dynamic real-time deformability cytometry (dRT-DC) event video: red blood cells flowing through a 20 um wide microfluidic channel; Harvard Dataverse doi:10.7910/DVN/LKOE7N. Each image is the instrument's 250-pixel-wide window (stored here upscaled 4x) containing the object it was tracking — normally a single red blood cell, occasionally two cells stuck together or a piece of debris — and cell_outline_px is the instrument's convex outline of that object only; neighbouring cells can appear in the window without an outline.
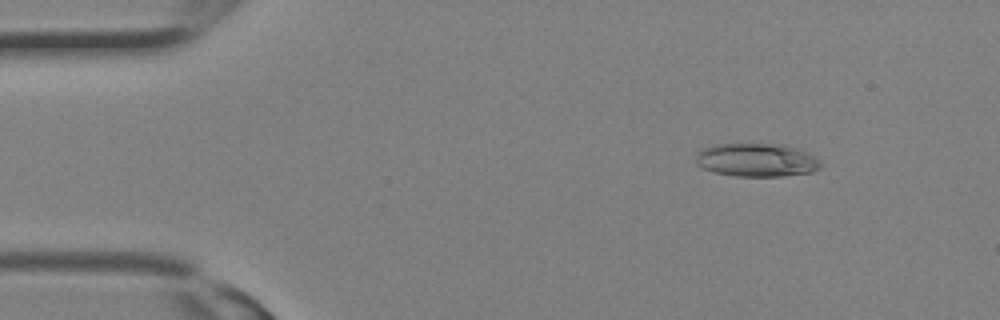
{"species": "Egyptian fruit bat (a non-hibernating species)", "species_latin": "Rousettus aegyptiacus", "temperature_condition": "room temperature", "stored_images_in_passage": 10, "camera_frame_rate_fps": 3000, "um_per_image_px": 0.085, "animal": {"sex": "female"}, "frame": {"image": 1, "passage_image": 3, "time_ms": 0.667, "image_size_px": [1000, 320], "cell_outline_px": [[820, 168], [812, 172], [780, 176], [736, 176], [712, 172], [696, 164], [696, 152], [700, 148], [716, 144], [788, 144], [820, 160]], "centroid_in_image_um": [64.26, 13.59], "position_along_channel_um": 20.7, "area_um2": 24.33}}
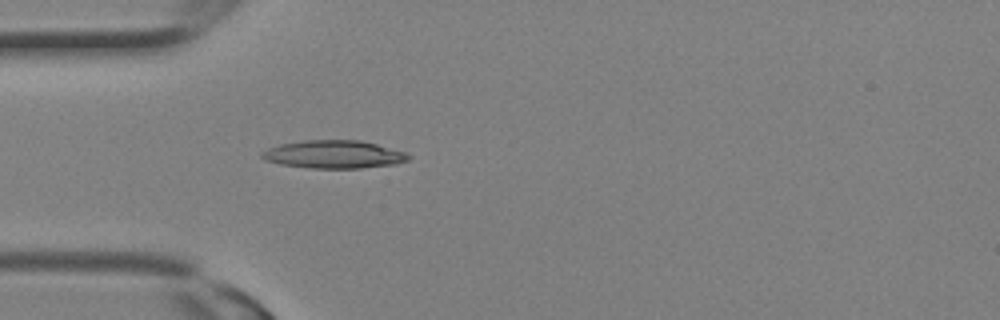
{"frame": {"image": 2, "passage_image": 8, "time_ms": 2.333, "image_size_px": [1000, 320], "cell_outline_px": [[412, 156], [408, 160], [396, 164], [360, 168], [308, 168], [280, 164], [264, 160], [260, 156], [260, 152], [268, 148], [280, 144], [304, 140], [360, 140], [376, 144], [404, 152]], "centroid_in_image_um": [28.34, 13.12], "position_along_channel_um": 56.7, "area_um2": 23.93}}
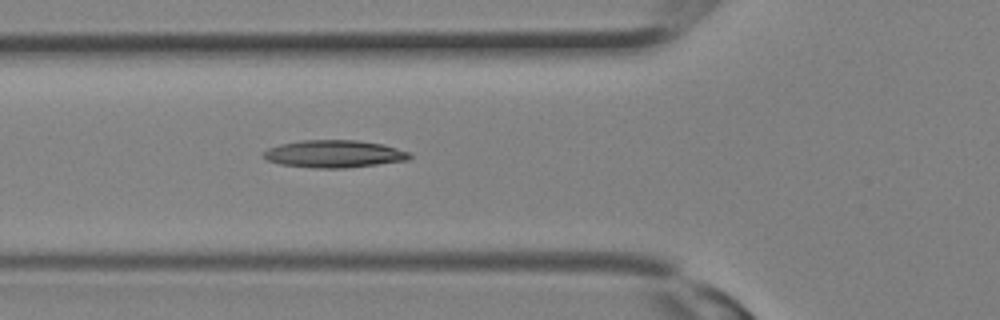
{"frame": {"image": 3, "passage_image": 10, "time_ms": 3.0, "image_size_px": [1000, 320], "cell_outline_px": [[412, 156], [408, 160], [344, 168], [312, 168], [280, 164], [268, 160], [260, 156], [260, 152], [268, 148], [280, 144], [300, 140], [356, 140], [384, 144], [412, 152]], "centroid_in_image_um": [28.38, 13.07], "position_along_channel_um": 97.4, "area_um2": 23.64}}